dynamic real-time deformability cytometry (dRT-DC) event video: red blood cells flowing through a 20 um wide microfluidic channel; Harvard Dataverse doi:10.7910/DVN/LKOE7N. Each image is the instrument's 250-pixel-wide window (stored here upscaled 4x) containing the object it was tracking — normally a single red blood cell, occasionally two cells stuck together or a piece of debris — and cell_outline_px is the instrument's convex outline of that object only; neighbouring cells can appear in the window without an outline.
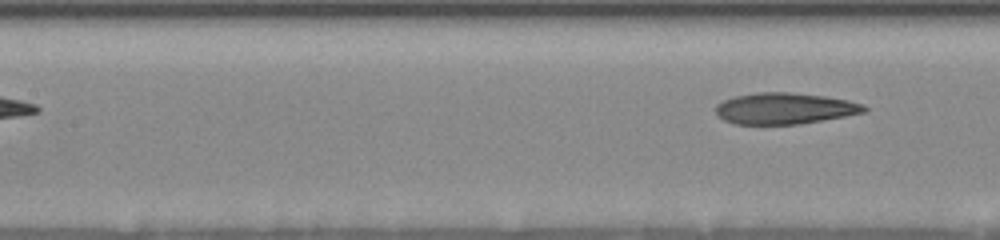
{"species": "human", "species_latin": "Homo sapiens", "temperature_condition": "room temperature", "stored_images_in_passage": 8, "segment_of_instrument_passage": [2, 2], "camera_frame_rate_fps": 3000, "um_per_image_px": 0.085, "donor": {"sex": "female"}, "frame": {"image": 1, "passage_image": 8, "time_ms": 6.333, "image_size_px": [1000, 240], "cell_outline_px": [[868, 112], [796, 124], [736, 124], [724, 120], [716, 112], [716, 104], [732, 96], [760, 92], [788, 92], [824, 96], [848, 100], [864, 104], [868, 108]], "centroid_in_image_um": [66.7, 9.21], "position_along_channel_um": 140.7, "area_um2": 26.93}}